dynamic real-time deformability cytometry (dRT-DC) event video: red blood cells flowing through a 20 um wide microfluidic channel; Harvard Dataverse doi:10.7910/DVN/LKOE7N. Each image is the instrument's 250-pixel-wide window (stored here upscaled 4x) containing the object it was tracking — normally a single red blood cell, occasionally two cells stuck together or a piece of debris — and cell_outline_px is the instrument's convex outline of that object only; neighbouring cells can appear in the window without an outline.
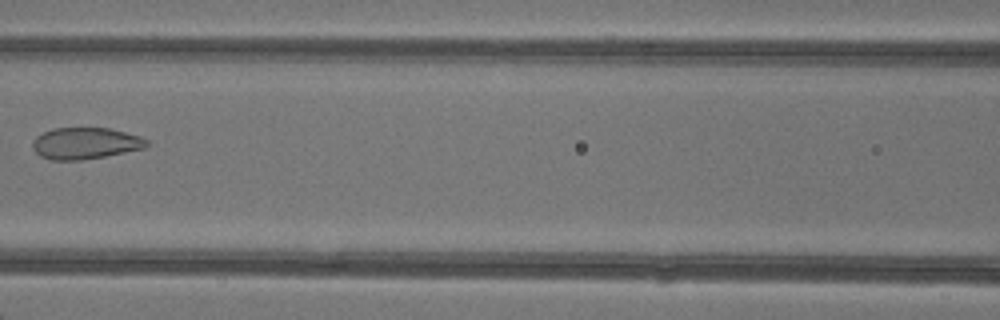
{"species": "common noctule bat (a hibernating species)", "species_latin": "Nyctalus noctula", "temperature_condition": "warm", "stored_images_in_passage": 3, "camera_frame_rate_fps": 3000, "um_per_image_px": 0.085, "animal": {"sex": "female"}, "frame": {"image": 1, "passage_image": 3, "time_ms": 2.333, "image_size_px": [1000, 320], "cell_outline_px": [[148, 144], [144, 148], [104, 156], [80, 160], [52, 160], [40, 156], [32, 148], [32, 144], [36, 136], [52, 128], [108, 128], [140, 136], [148, 140]], "centroid_in_image_um": [7.23, 12.18], "position_along_channel_um": 159.4, "area_um2": 20.81}}